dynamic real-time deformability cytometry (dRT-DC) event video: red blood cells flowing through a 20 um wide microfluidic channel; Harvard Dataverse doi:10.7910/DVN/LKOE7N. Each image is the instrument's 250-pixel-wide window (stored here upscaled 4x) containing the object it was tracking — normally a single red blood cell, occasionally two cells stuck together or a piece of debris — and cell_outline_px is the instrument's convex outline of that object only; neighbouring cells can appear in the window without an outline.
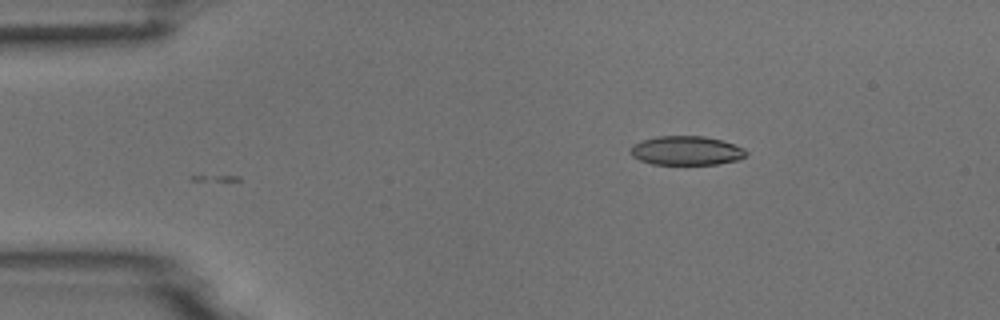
{"species": "common noctule bat (a hibernating species)", "species_latin": "Nyctalus noctula", "temperature_condition": "room temperature", "stored_images_in_passage": 13, "camera_frame_rate_fps": 3000, "um_per_image_px": 0.085, "animal": {"sex": "male", "body_mass_g": 18.8}, "frame": {"image": 1, "passage_image": 13, "time_ms": 4.0, "image_size_px": [1000, 320], "cell_outline_px": [[748, 156], [740, 160], [716, 164], [652, 164], [640, 160], [632, 156], [628, 152], [632, 144], [640, 140], [656, 136], [704, 136], [724, 140], [744, 148], [748, 152]], "centroid_in_image_um": [58.35, 12.79], "position_along_channel_um": 26.7, "area_um2": 20.0}}